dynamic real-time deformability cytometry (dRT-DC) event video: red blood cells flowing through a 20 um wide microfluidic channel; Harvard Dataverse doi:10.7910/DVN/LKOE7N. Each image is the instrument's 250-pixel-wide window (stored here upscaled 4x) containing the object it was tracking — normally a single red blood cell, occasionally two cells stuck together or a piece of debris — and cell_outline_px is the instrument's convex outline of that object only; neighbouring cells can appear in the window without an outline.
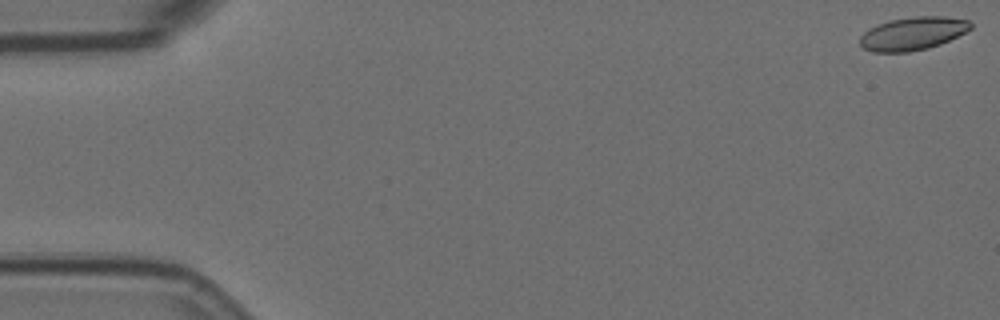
{"species": "Egyptian fruit bat (a non-hibernating species)", "species_latin": "Rousettus aegyptiacus", "temperature_condition": "room temperature", "stored_images_in_passage": 5, "camera_frame_rate_fps": 3000, "um_per_image_px": 0.085, "animal": {"sex": "female"}, "frame": {"image": 1, "passage_image": 1, "time_ms": 0.0, "image_size_px": [1000, 320], "cell_outline_px": [[972, 28], [940, 44], [928, 48], [908, 52], [872, 52], [864, 48], [860, 44], [860, 36], [868, 28], [876, 24], [888, 20], [916, 16], [948, 16], [968, 20], [972, 24]], "centroid_in_image_um": [77.56, 2.84], "position_along_channel_um": 7.4, "area_um2": 21.44}}